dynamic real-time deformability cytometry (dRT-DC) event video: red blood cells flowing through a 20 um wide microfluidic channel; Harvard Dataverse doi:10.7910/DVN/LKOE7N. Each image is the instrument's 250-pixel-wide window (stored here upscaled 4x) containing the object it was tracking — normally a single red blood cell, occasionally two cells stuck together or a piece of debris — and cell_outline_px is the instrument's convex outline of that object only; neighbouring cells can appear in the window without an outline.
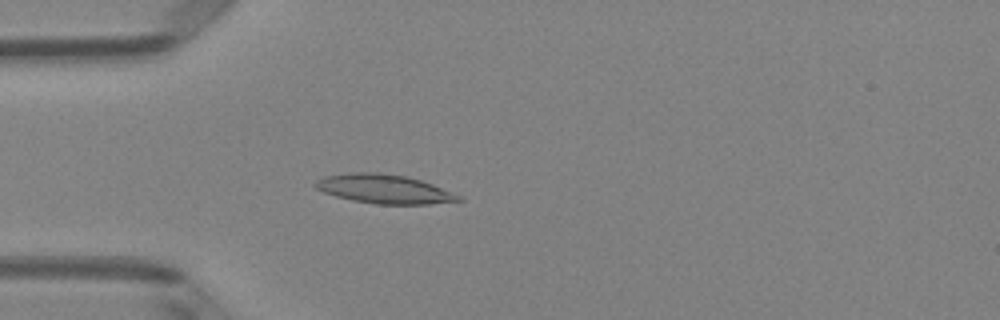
{"species": "Egyptian fruit bat (a non-hibernating species)", "species_latin": "Rousettus aegyptiacus", "temperature_condition": "room temperature", "stored_images_in_passage": 40, "camera_frame_rate_fps": 3000, "um_per_image_px": 0.085, "animal": {"sex": "female"}, "frame": {"image": 1, "passage_image": 7, "time_ms": 2.0, "image_size_px": [1000, 320], "cell_outline_px": [[464, 200], [428, 204], [376, 204], [352, 200], [336, 196], [324, 192], [316, 188], [312, 184], [316, 180], [324, 176], [352, 172], [380, 172], [408, 176], [432, 184], [460, 196]], "centroid_in_image_um": [32.61, 16.05], "position_along_channel_um": 52.4, "area_um2": 24.16}}
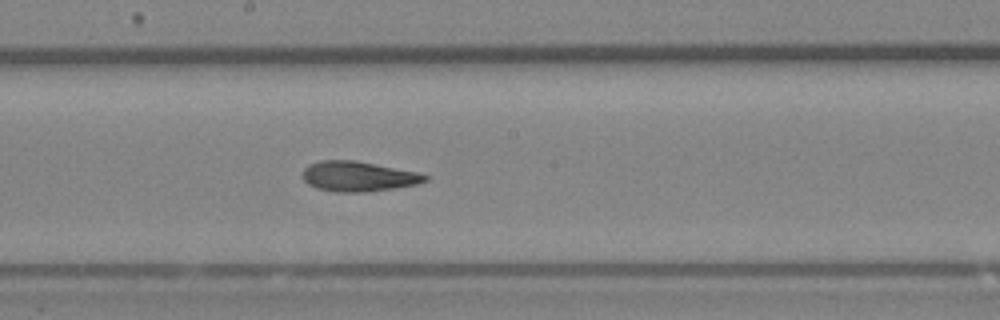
{"frame": {"image": 2, "passage_image": 20, "time_ms": 6.333, "image_size_px": [1000, 320], "cell_outline_px": [[428, 180], [416, 184], [392, 188], [364, 192], [336, 192], [316, 188], [308, 184], [300, 176], [304, 168], [308, 164], [320, 160], [356, 160], [416, 172], [428, 176]], "centroid_in_image_um": [30.38, 14.98], "position_along_channel_um": 217.8, "area_um2": 21.44}}
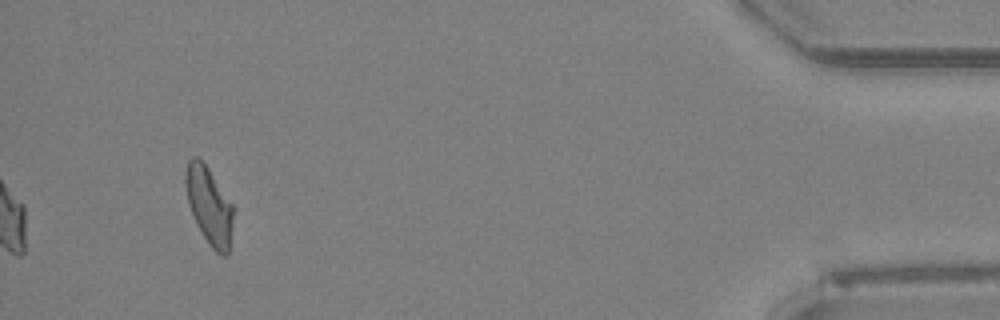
{"frame": {"image": 3, "passage_image": 40, "time_ms": 13.0, "image_size_px": [1000, 320], "cell_outline_px": [[232, 228], [228, 256], [220, 256], [208, 244], [188, 204], [184, 184], [184, 172], [188, 160], [192, 156], [196, 156], [208, 168], [232, 204]], "centroid_in_image_um": [17.76, 17.47], "position_along_channel_um": 417.4, "area_um2": 21.27}, "authors_computed_cell_mechanics": {"area_um2": 21.7328, "velocity_mm_per_s": 4.0392, "shape_relaxation_time_tau1_ms": null, "shape_relaxation_time_tau2_ms": 2.3209, "deformation_change_tau1": null, "deformation_change_tau2": 0.1098}}